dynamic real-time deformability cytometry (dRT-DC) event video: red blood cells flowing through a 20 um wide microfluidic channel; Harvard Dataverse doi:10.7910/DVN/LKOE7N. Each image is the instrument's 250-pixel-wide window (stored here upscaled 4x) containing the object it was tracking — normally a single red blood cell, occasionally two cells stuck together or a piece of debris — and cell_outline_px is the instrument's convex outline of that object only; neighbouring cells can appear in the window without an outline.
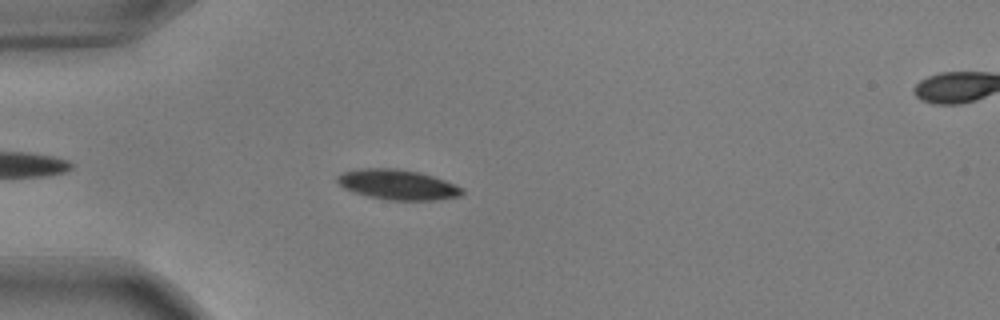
{"species": "common noctule bat (a hibernating species)", "species_latin": "Nyctalus noctula", "temperature_condition": "warm", "stored_images_in_passage": 46, "camera_frame_rate_fps": 3000, "um_per_image_px": 0.085, "animal": {"sex": "male", "body_mass_g": 17.9, "forearm_length_mm": 54.2}, "frame": {"image": 1, "passage_image": 7, "time_ms": 2.0, "image_size_px": [1000, 320], "cell_outline_px": [[464, 192], [460, 196], [436, 200], [388, 200], [368, 196], [352, 192], [344, 188], [336, 180], [336, 176], [344, 172], [360, 168], [396, 168], [420, 172], [444, 180], [464, 188]], "centroid_in_image_um": [33.8, 15.69], "position_along_channel_um": 51.2, "area_um2": 21.96}}
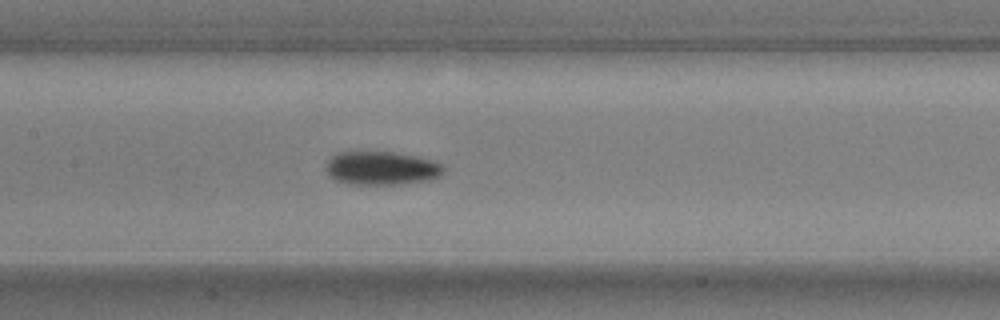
{"frame": {"image": 2, "passage_image": 18, "time_ms": 5.667, "image_size_px": [1000, 320], "cell_outline_px": [[444, 172], [440, 176], [428, 180], [396, 184], [348, 184], [332, 180], [328, 176], [324, 168], [328, 160], [336, 152], [392, 152], [416, 156], [432, 160], [440, 164], [444, 168]], "centroid_in_image_um": [32.36, 14.3], "position_along_channel_um": 175.0, "area_um2": 23.12}}
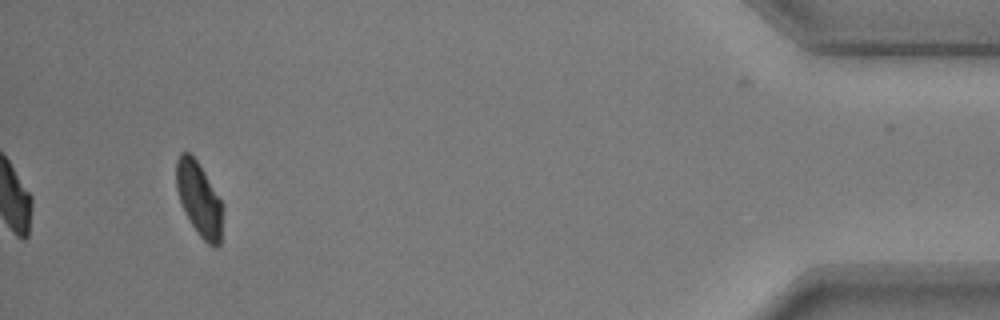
{"frame": {"image": 3, "passage_image": 43, "time_ms": 14.0, "image_size_px": [1000, 320], "cell_outline_px": [[220, 244], [216, 248], [212, 248], [196, 232], [180, 200], [176, 188], [176, 160], [180, 152], [188, 152], [196, 160], [204, 172], [220, 200]], "centroid_in_image_um": [16.88, 16.9], "position_along_channel_um": 418.3, "area_um2": 19.19}, "authors_computed_cell_mechanics": {"area_um2": 21.7328, "velocity_mm_per_s": 3.72, "shape_relaxation_time_tau1_ms": 2.4948, "shape_relaxation_time_tau2_ms": null, "deformation_change_tau1": 0.1167, "deformation_change_tau2": null}}